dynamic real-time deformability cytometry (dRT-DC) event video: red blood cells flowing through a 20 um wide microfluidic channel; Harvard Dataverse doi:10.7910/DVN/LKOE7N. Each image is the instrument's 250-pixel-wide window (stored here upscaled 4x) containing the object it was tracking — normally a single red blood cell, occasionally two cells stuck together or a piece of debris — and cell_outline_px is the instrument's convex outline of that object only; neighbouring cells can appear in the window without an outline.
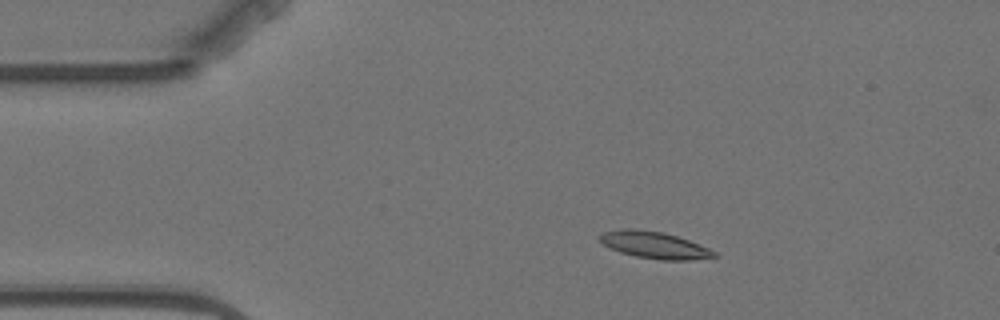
{"species": "Egyptian fruit bat (a non-hibernating species)", "species_latin": "Rousettus aegyptiacus", "temperature_condition": "warm", "stored_images_in_passage": 6, "camera_frame_rate_fps": 3000, "um_per_image_px": 0.085, "animal": {"sex": "female"}, "frame": {"image": 1, "passage_image": 3, "time_ms": 2.333, "image_size_px": [1000, 320], "cell_outline_px": [[716, 256], [692, 260], [660, 260], [636, 256], [620, 252], [608, 248], [596, 236], [604, 232], [620, 228], [636, 228], [664, 232], [688, 240], [708, 248], [716, 252]], "centroid_in_image_um": [55.56, 20.81], "position_along_channel_um": 29.4, "area_um2": 17.98}}
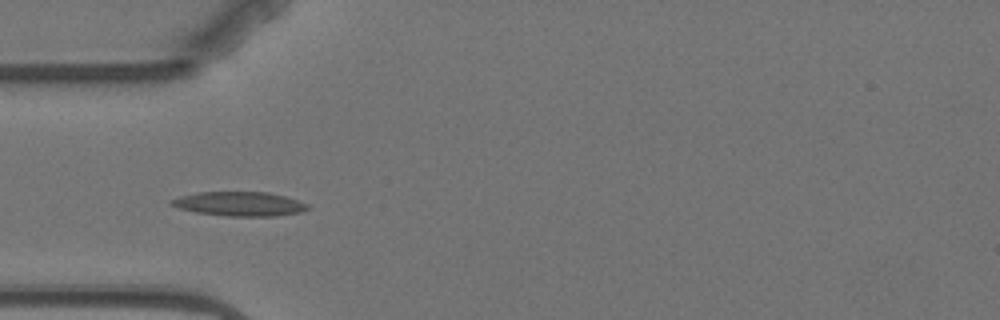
{"frame": {"image": 2, "passage_image": 5, "time_ms": 4.667, "image_size_px": [1000, 320], "cell_outline_px": [[308, 208], [300, 212], [276, 216], [228, 216], [196, 212], [180, 208], [168, 204], [168, 200], [180, 196], [196, 192], [268, 192], [284, 196], [308, 204]], "centroid_in_image_um": [20.31, 17.32], "position_along_channel_um": 64.7, "area_um2": 19.19}}
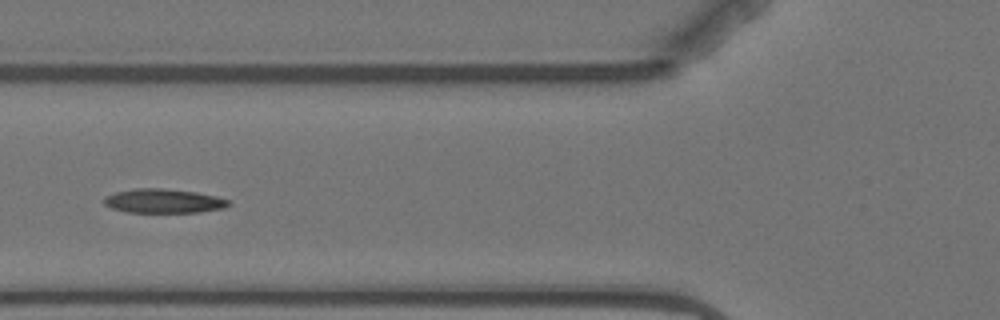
{"frame": {"image": 3, "passage_image": 6, "time_ms": 6.0, "image_size_px": [1000, 320], "cell_outline_px": [[232, 204], [224, 208], [200, 212], [128, 212], [112, 208], [104, 204], [104, 196], [116, 192], [136, 188], [164, 188], [196, 192], [216, 196], [232, 200]], "centroid_in_image_um": [13.95, 17.08], "position_along_channel_um": 111.9, "area_um2": 17.63}}